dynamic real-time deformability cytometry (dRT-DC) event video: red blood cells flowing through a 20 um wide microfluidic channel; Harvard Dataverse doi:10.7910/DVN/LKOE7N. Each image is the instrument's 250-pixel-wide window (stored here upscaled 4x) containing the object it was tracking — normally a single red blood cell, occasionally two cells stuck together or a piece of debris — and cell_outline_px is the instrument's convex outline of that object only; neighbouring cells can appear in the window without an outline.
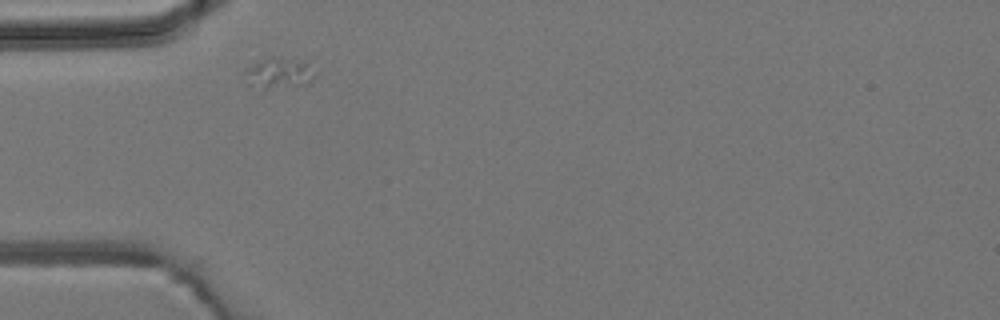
{"species": "common noctule bat (a hibernating species)", "species_latin": "Nyctalus noctula", "temperature_condition": "room temperature", "stored_images_in_passage": 5, "camera_frame_rate_fps": 3000, "um_per_image_px": 0.085, "animal": {"sex": "male", "body_mass_g": 19.2, "forearm_length_mm": 51.8}, "frame": {"image": 1, "passage_image": 1, "time_ms": 0.0, "image_size_px": [1000, 320], "cell_outline_px": [[316, 72], [308, 84], [264, 88], [248, 84], [244, 72], [248, 68], [260, 60], [272, 56], [308, 60]], "centroid_in_image_um": [23.78, 6.16], "position_along_channel_um": 61.2, "area_um2": 12.54}}